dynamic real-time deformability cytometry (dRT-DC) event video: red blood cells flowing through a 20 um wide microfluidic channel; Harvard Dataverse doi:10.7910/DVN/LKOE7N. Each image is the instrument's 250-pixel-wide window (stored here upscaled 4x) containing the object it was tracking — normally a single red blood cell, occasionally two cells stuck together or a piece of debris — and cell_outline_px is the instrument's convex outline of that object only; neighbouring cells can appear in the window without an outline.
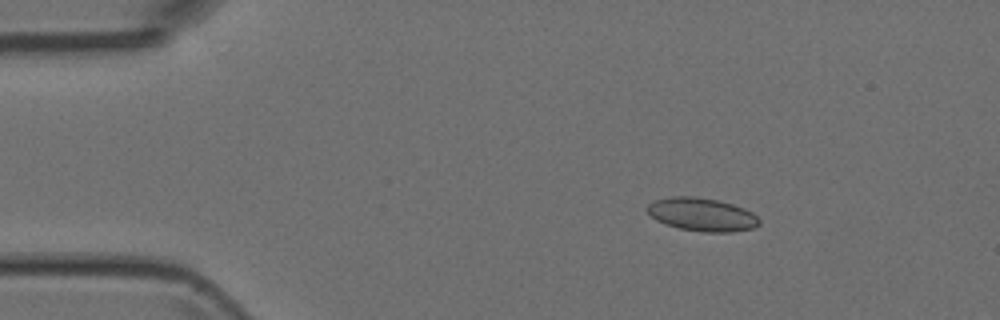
{"species": "Egyptian fruit bat (a non-hibernating species)", "species_latin": "Rousettus aegyptiacus", "temperature_condition": "room temperature", "stored_images_in_passage": 4, "camera_frame_rate_fps": 3000, "um_per_image_px": 0.085, "animal": {"sex": "female"}, "frame": {"image": 1, "passage_image": 2, "time_ms": 1.333, "image_size_px": [1000, 320], "cell_outline_px": [[760, 224], [752, 228], [732, 232], [704, 232], [680, 228], [664, 224], [656, 220], [644, 208], [648, 204], [656, 200], [672, 196], [696, 196], [716, 200], [732, 204], [744, 208], [752, 212], [760, 220]], "centroid_in_image_um": [59.65, 18.23], "position_along_channel_um": 25.3, "area_um2": 21.68}}